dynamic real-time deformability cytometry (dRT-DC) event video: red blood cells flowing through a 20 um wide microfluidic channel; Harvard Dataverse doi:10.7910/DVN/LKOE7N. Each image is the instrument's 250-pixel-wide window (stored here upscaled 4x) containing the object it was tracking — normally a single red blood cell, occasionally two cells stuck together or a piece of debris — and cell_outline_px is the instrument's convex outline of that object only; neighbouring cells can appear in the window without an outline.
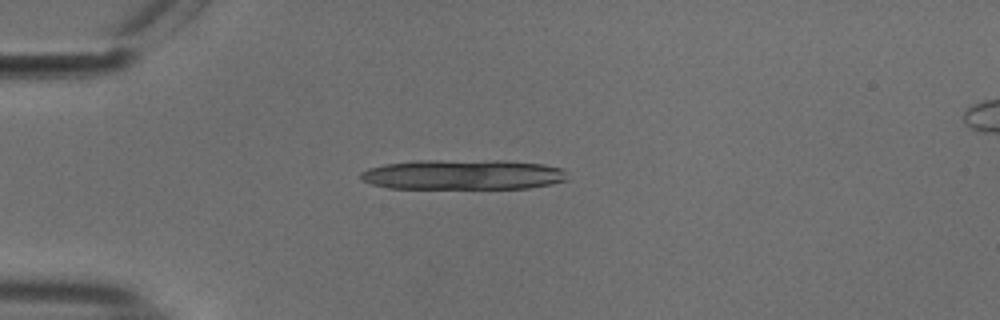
{"species": "common noctule bat (a hibernating species)", "species_latin": "Nyctalus noctula", "temperature_condition": "cold", "stored_images_in_passage": 3, "camera_frame_rate_fps": 3000, "um_per_image_px": 0.085, "animal": {"sex": "male", "body_mass_g": 18.8}, "frame": {"image": 1, "passage_image": 1, "time_ms": 0.0, "image_size_px": [1000, 320], "cell_outline_px": [[568, 180], [552, 184], [528, 188], [388, 188], [372, 184], [360, 180], [360, 172], [368, 168], [384, 164], [416, 160], [504, 160], [544, 164], [564, 168]], "centroid_in_image_um": [39.37, 14.83], "position_along_channel_um": 45.6, "area_um2": 36.7}}